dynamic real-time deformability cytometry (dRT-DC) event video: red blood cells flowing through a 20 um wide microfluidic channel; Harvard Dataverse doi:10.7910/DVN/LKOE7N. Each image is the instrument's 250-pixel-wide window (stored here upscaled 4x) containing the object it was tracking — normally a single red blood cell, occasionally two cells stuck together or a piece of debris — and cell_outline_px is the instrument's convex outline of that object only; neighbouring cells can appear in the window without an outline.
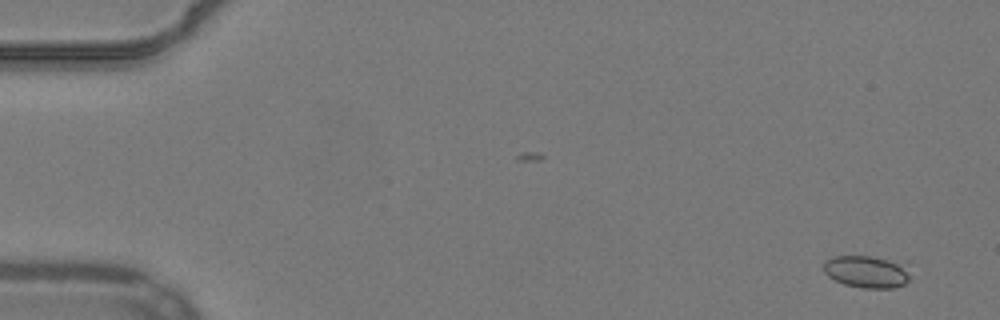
{"species": "common noctule bat (a hibernating species)", "species_latin": "Nyctalus noctula", "temperature_condition": "warm", "stored_images_in_passage": 37, "camera_frame_rate_fps": 3000, "um_per_image_px": 0.085, "animal": {"sex": "male", "body_mass_g": 19.2, "forearm_length_mm": 51.8}, "frame": {"image": 1, "passage_image": 3, "time_ms": 0.667, "image_size_px": [1000, 320], "cell_outline_px": [[908, 280], [904, 284], [892, 288], [860, 288], [844, 284], [828, 276], [824, 272], [824, 260], [832, 256], [872, 256], [888, 260], [896, 264], [908, 276]], "centroid_in_image_um": [73.52, 23.11], "position_along_channel_um": 11.5, "area_um2": 15.61}}
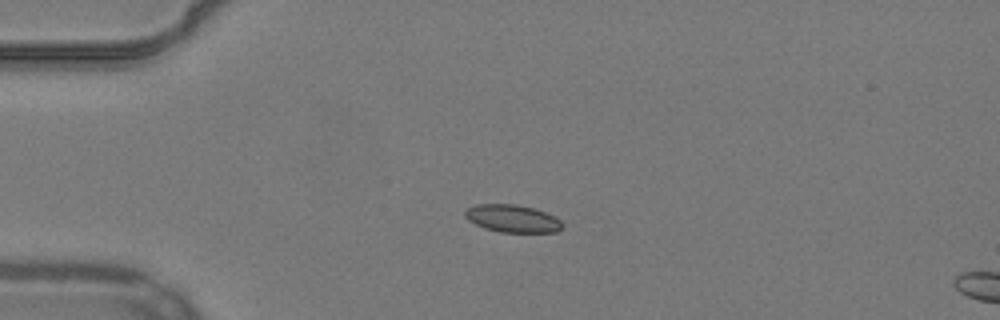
{"frame": {"image": 2, "passage_image": 14, "time_ms": 4.333, "image_size_px": [1000, 320], "cell_outline_px": [[564, 224], [556, 232], [500, 232], [484, 228], [468, 220], [464, 216], [464, 212], [468, 208], [476, 204], [516, 204], [536, 208], [560, 220]], "centroid_in_image_um": [43.53, 18.57], "position_along_channel_um": 41.5, "area_um2": 15.61}}